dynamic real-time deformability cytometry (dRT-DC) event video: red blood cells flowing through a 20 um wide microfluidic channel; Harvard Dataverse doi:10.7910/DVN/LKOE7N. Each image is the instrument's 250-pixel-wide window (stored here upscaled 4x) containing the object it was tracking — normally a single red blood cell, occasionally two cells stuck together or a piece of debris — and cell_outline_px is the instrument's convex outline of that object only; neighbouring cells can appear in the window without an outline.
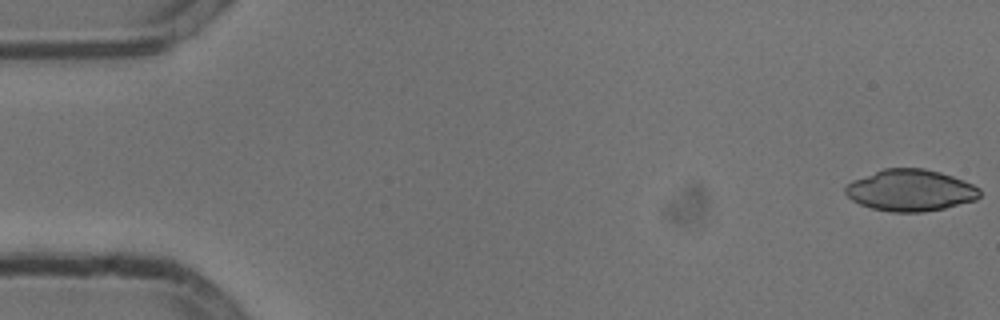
{"species": "common noctule bat (a hibernating species)", "species_latin": "Nyctalus noctula", "temperature_condition": "cold", "stored_images_in_passage": 12, "camera_frame_rate_fps": 3000, "um_per_image_px": 0.085, "animal": {"sex": "male", "body_mass_g": 13.3}, "frame": {"image": 1, "passage_image": 1, "time_ms": 0.0, "image_size_px": [1000, 320], "cell_outline_px": [[980, 196], [976, 200], [944, 208], [924, 212], [892, 212], [872, 208], [860, 204], [852, 200], [844, 192], [844, 188], [852, 180], [884, 168], [924, 168], [940, 172], [964, 180], [980, 188]], "centroid_in_image_um": [77.39, 16.17], "position_along_channel_um": 7.6, "area_um2": 32.6}}